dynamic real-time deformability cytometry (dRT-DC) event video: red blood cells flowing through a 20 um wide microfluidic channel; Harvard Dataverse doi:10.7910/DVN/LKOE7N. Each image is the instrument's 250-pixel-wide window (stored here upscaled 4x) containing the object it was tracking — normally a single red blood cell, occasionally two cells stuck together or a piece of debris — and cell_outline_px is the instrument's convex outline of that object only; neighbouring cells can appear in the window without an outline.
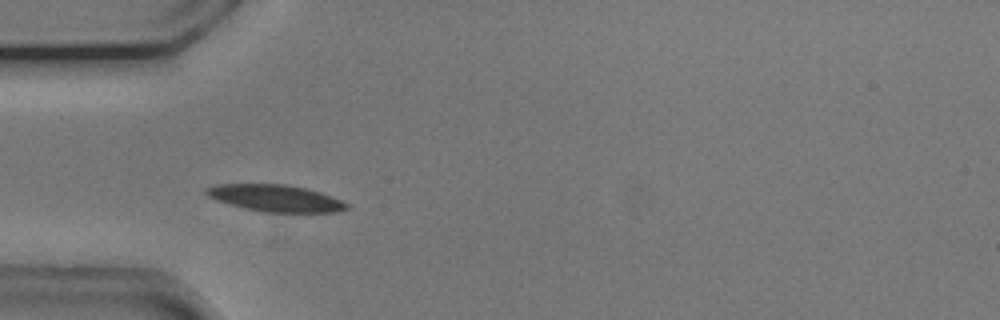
{"species": "common noctule bat (a hibernating species)", "species_latin": "Nyctalus noctula", "temperature_condition": "cold", "stored_images_in_passage": 51, "camera_frame_rate_fps": 3000, "um_per_image_px": 0.085, "animal": {"sex": "male", "body_mass_g": 20.5, "forearm_length_mm": 52.5}, "frame": {"image": 1, "passage_image": 13, "time_ms": 4.0, "image_size_px": [1000, 320], "cell_outline_px": [[352, 208], [336, 212], [264, 212], [244, 208], [228, 204], [216, 200], [208, 196], [204, 192], [204, 188], [216, 184], [284, 184], [304, 188], [320, 192], [332, 196], [352, 204]], "centroid_in_image_um": [23.45, 16.85], "position_along_channel_um": 61.6, "area_um2": 22.2}}
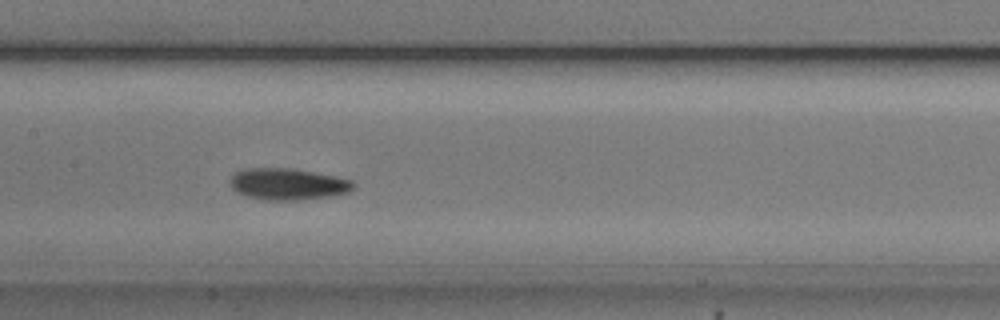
{"frame": {"image": 2, "passage_image": 23, "time_ms": 7.333, "image_size_px": [1000, 320], "cell_outline_px": [[356, 188], [348, 192], [332, 196], [296, 200], [264, 200], [248, 196], [236, 192], [228, 184], [228, 180], [236, 172], [248, 168], [288, 168], [312, 172], [352, 180], [356, 184]], "centroid_in_image_um": [24.45, 15.65], "position_along_channel_um": 182.9, "area_um2": 22.66}}
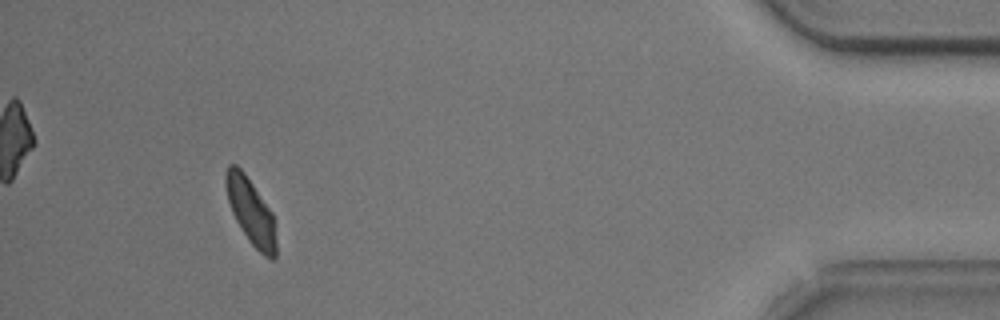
{"frame": {"image": 3, "passage_image": 47, "time_ms": 15.333, "image_size_px": [1000, 320], "cell_outline_px": [[276, 256], [272, 260], [264, 256], [248, 240], [240, 228], [232, 212], [228, 200], [224, 184], [224, 176], [228, 164], [236, 164], [244, 172], [272, 212], [276, 240]], "centroid_in_image_um": [21.3, 17.96], "position_along_channel_um": 413.9, "area_um2": 19.31}, "authors_computed_cell_mechanics": {"area_um2": 20.9236, "velocity_mm_per_s": 3.6801, "shape_relaxation_time_tau1_ms": 2.6624, "shape_relaxation_time_tau2_ms": 4.8247, "deformation_change_tau1": 0.1356, "deformation_change_tau2": 0.0866}}